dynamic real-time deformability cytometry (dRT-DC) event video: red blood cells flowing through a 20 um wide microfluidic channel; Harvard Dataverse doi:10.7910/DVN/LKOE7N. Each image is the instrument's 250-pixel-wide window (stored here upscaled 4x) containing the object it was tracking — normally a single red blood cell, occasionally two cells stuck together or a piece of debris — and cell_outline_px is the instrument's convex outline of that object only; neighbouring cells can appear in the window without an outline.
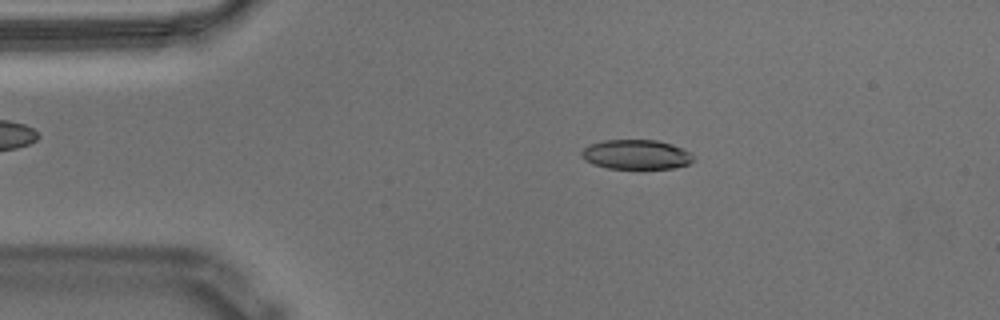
{"species": "Egyptian fruit bat (a non-hibernating species)", "species_latin": "Rousettus aegyptiacus", "temperature_condition": "warm", "stored_images_in_passage": 54, "camera_frame_rate_fps": 3000, "um_per_image_px": 0.085, "animal": {"sex": "male"}, "frame": {"image": 1, "passage_image": 9, "time_ms": 2.667, "image_size_px": [1000, 320], "cell_outline_px": [[696, 160], [688, 164], [672, 168], [608, 168], [592, 164], [584, 160], [580, 156], [580, 152], [588, 144], [604, 140], [656, 140], [672, 144], [684, 148], [696, 156]], "centroid_in_image_um": [54.09, 13.13], "position_along_channel_um": 30.9, "area_um2": 19.54}}
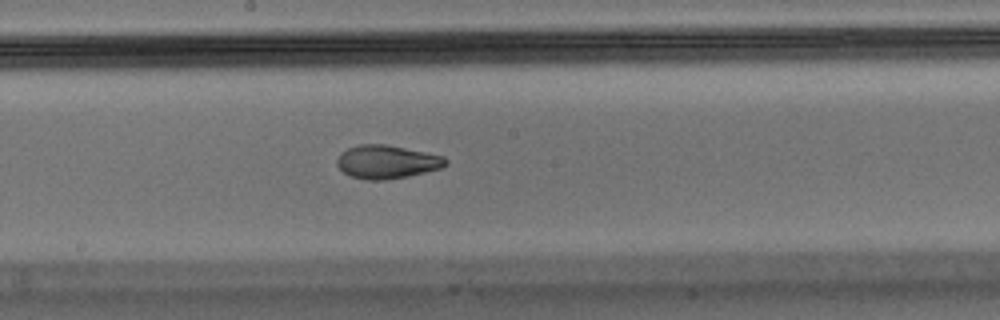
{"frame": {"image": 2, "passage_image": 28, "time_ms": 9.0, "image_size_px": [1000, 320], "cell_outline_px": [[448, 164], [440, 168], [408, 176], [388, 180], [368, 180], [352, 176], [344, 172], [336, 164], [336, 160], [340, 152], [348, 148], [360, 144], [388, 144], [444, 156], [448, 160]], "centroid_in_image_um": [32.88, 13.75], "position_along_channel_um": 215.3, "area_um2": 21.21}}
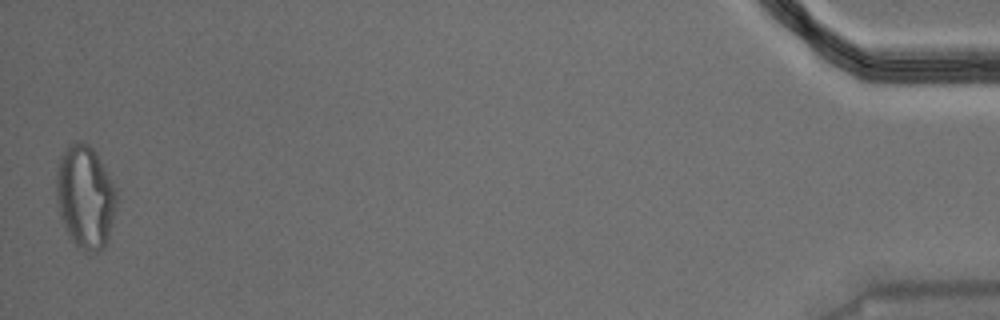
{"frame": {"image": 3, "passage_image": 54, "time_ms": 17.667, "image_size_px": [1000, 320], "cell_outline_px": [[116, 208], [112, 224], [108, 236], [100, 252], [84, 252], [76, 248], [68, 236], [60, 220], [56, 204], [56, 172], [60, 156], [72, 144], [80, 140], [88, 144], [96, 152], [116, 188]], "centroid_in_image_um": [7.22, 16.78], "position_along_channel_um": 428.0, "area_um2": 36.59}, "authors_computed_cell_mechanics": {"area_um2": 21.1837, "velocity_mm_per_s": 3.5618, "shape_relaxation_time_tau1_ms": 9.7398, "shape_relaxation_time_tau2_ms": 2.6059, "deformation_change_tau1": 0.2568, "deformation_change_tau2": 0.0675}}